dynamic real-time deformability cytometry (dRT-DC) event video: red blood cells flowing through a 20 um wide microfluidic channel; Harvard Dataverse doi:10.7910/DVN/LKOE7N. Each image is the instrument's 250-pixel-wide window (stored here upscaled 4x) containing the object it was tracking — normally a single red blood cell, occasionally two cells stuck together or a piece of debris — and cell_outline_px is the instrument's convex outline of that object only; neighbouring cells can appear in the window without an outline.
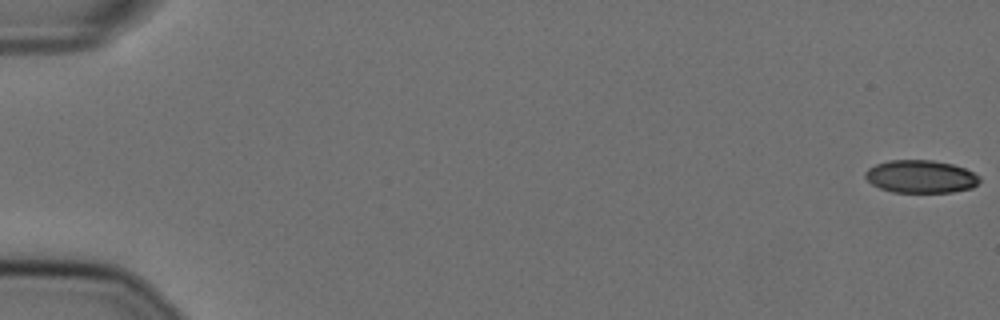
{"species": "Egyptian fruit bat (a non-hibernating species)", "species_latin": "Rousettus aegyptiacus", "temperature_condition": "cold", "stored_images_in_passage": 5, "camera_frame_rate_fps": 3000, "um_per_image_px": 0.085, "animal": {"sex": "female"}, "frame": {"image": 1, "passage_image": 1, "time_ms": 0.0, "image_size_px": [1000, 320], "cell_outline_px": [[980, 180], [972, 188], [952, 192], [892, 192], [880, 188], [872, 184], [864, 176], [864, 172], [868, 168], [876, 164], [888, 160], [932, 160], [952, 164], [964, 168], [980, 176]], "centroid_in_image_um": [78.24, 15.0], "position_along_channel_um": 6.8, "area_um2": 21.85}}